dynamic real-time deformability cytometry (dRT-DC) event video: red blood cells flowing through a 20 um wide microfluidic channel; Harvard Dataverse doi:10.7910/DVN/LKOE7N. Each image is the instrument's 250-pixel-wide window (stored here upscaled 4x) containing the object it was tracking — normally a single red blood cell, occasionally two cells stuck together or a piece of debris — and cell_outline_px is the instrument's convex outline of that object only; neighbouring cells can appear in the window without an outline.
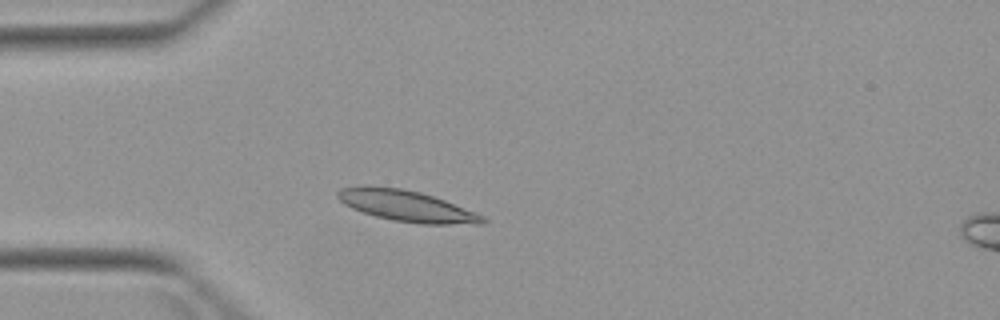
{"species": "Egyptian fruit bat (a non-hibernating species)", "species_latin": "Rousettus aegyptiacus", "temperature_condition": "warm", "stored_images_in_passage": 3, "camera_frame_rate_fps": 3000, "um_per_image_px": 0.085, "animal": {"sex": "female"}, "frame": {"image": 1, "passage_image": 2, "time_ms": 2.0, "image_size_px": [1000, 320], "cell_outline_px": [[488, 220], [484, 224], [420, 224], [392, 220], [376, 216], [352, 208], [344, 204], [336, 196], [336, 192], [340, 188], [400, 188], [420, 192], [444, 200], [476, 212], [484, 216]], "centroid_in_image_um": [34.65, 17.55], "position_along_channel_um": 50.3, "area_um2": 25.61}}